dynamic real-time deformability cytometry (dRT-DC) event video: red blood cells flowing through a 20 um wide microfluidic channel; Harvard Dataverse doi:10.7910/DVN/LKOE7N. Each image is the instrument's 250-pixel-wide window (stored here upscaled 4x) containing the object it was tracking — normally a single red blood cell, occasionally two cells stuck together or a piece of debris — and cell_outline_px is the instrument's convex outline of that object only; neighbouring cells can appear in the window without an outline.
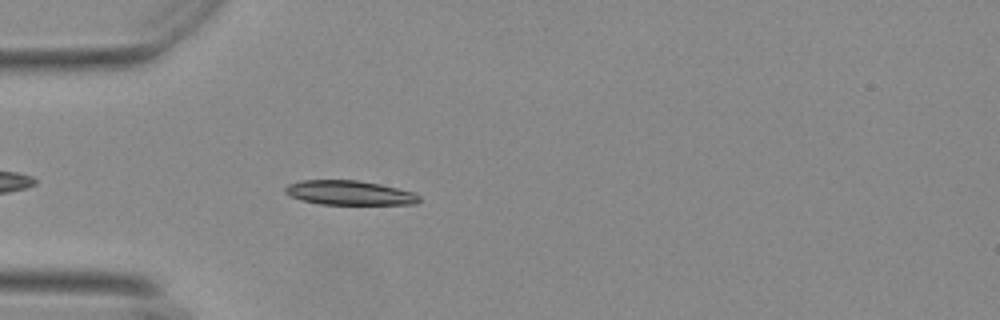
{"species": "Egyptian fruit bat (a non-hibernating species)", "species_latin": "Rousettus aegyptiacus", "temperature_condition": "warm", "stored_images_in_passage": 32, "camera_frame_rate_fps": 3000, "um_per_image_px": 0.085, "animal": {"sex": "female"}, "frame": {"image": 1, "passage_image": 4, "time_ms": 1.0, "image_size_px": [1000, 320], "cell_outline_px": [[420, 200], [416, 204], [320, 204], [304, 200], [292, 196], [284, 192], [284, 188], [288, 184], [300, 180], [356, 180], [380, 184], [416, 192], [420, 196]], "centroid_in_image_um": [29.73, 16.38], "position_along_channel_um": 55.3, "area_um2": 19.02}}
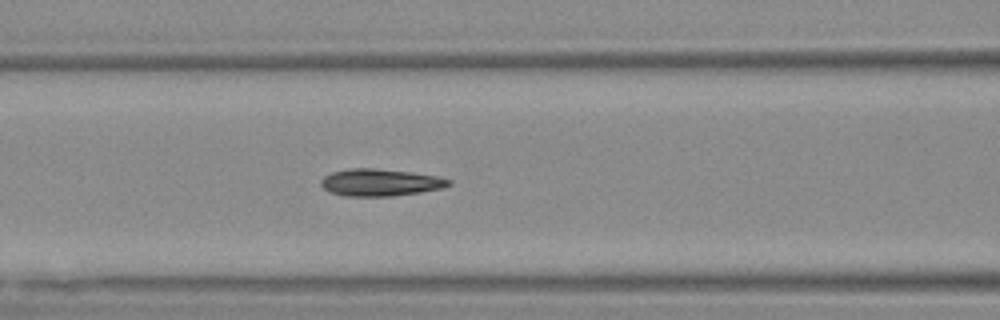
{"frame": {"image": 2, "passage_image": 11, "time_ms": 3.333, "image_size_px": [1000, 320], "cell_outline_px": [[452, 184], [444, 188], [420, 192], [392, 196], [344, 196], [328, 192], [320, 184], [320, 180], [324, 176], [332, 172], [348, 168], [376, 168], [408, 172], [436, 176], [452, 180]], "centroid_in_image_um": [32.3, 15.51], "position_along_channel_um": 134.3, "area_um2": 20.29}}
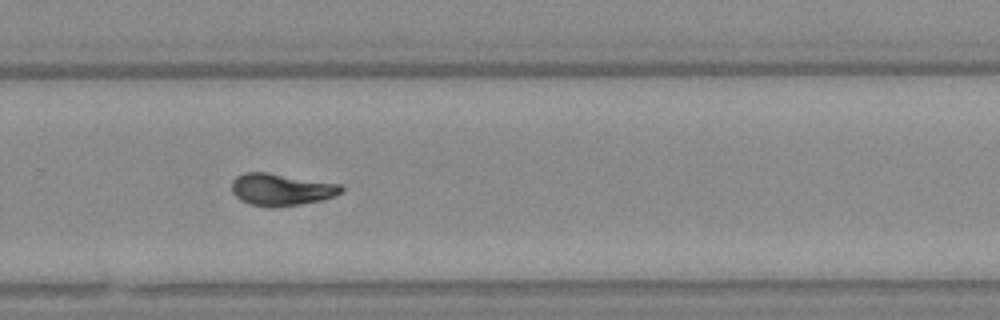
{"frame": {"image": 3, "passage_image": 25, "time_ms": 8.0, "image_size_px": [1000, 320], "cell_outline_px": [[344, 192], [320, 200], [300, 204], [248, 204], [240, 200], [232, 192], [232, 180], [236, 176], [244, 172], [268, 172], [340, 184], [344, 188]], "centroid_in_image_um": [23.9, 16.06], "position_along_channel_um": 305.9, "area_um2": 19.83}, "authors_computed_cell_mechanics": {"area_um2": 19.7676, "velocity_mm_per_s": 3.6882, "shape_relaxation_time_tau1_ms": 5.7264, "shape_relaxation_time_tau2_ms": 1.7658, "deformation_change_tau1": 0.201, "deformation_change_tau2": 0.0763}}